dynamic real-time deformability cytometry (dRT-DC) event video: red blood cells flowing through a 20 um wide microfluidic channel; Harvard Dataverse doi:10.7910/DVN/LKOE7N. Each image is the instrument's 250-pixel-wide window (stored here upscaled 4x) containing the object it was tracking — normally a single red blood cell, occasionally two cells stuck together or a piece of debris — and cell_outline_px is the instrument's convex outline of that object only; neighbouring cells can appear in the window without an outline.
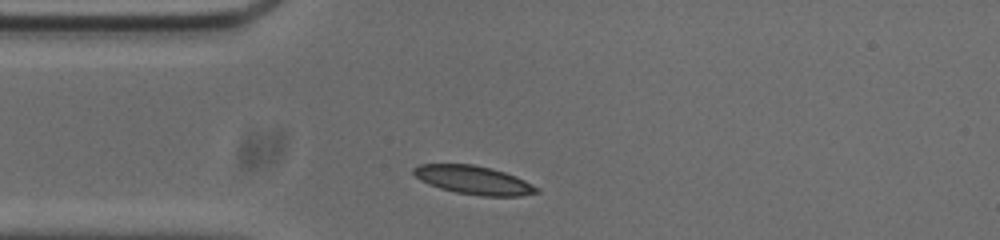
{"species": "common noctule bat (a hibernating species)", "species_latin": "Nyctalus noctula", "temperature_condition": "cold", "stored_images_in_passage": 31, "camera_frame_rate_fps": 3000, "um_per_image_px": 0.085, "animal": {"sex": "male", "body_mass_g": 20.0, "forearm_length_mm": 53.3}, "frame": {"image": 1, "passage_image": 1, "time_ms": 0.0, "image_size_px": [1000, 240], "cell_outline_px": [[540, 192], [520, 196], [480, 196], [456, 192], [440, 188], [428, 184], [420, 180], [412, 172], [412, 168], [420, 164], [472, 164], [492, 168], [516, 176], [540, 188]], "centroid_in_image_um": [40.26, 15.3], "position_along_channel_um": 44.7, "area_um2": 20.52}}
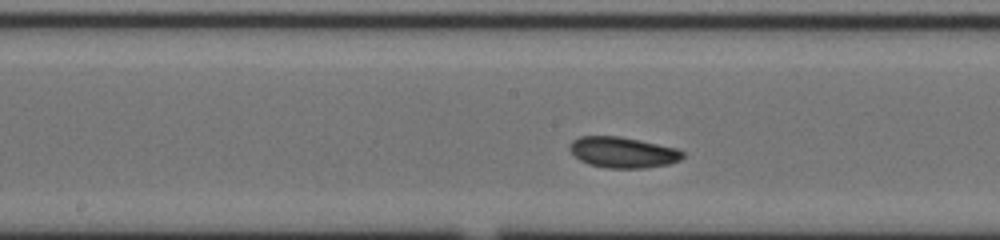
{"frame": {"image": 2, "passage_image": 14, "time_ms": 4.333, "image_size_px": [1000, 240], "cell_outline_px": [[684, 156], [680, 160], [668, 164], [644, 168], [608, 168], [588, 164], [580, 160], [568, 148], [572, 140], [580, 136], [616, 136], [640, 140], [676, 148], [684, 152]], "centroid_in_image_um": [52.94, 12.95], "position_along_channel_um": 195.3, "area_um2": 20.23}}
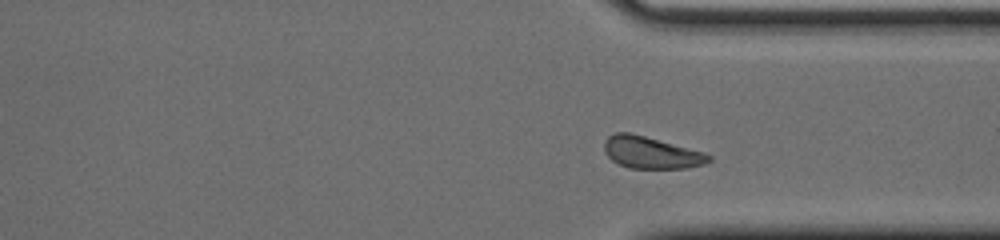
{"frame": {"image": 3, "passage_image": 27, "time_ms": 8.667, "image_size_px": [1000, 240], "cell_outline_px": [[712, 160], [704, 164], [684, 168], [628, 168], [612, 160], [608, 156], [604, 148], [604, 140], [608, 136], [616, 132], [628, 132], [644, 136], [704, 152], [712, 156]], "centroid_in_image_um": [55.34, 12.97], "position_along_channel_um": 356.1, "area_um2": 19.25}, "authors_computed_cell_mechanics": {"area_um2": 20.0566, "velocity_mm_per_s": 3.7109, "shape_relaxation_time_tau1_ms": null, "shape_relaxation_time_tau2_ms": 10.2019, "deformation_change_tau1": null, "deformation_change_tau2": 0.1524}}